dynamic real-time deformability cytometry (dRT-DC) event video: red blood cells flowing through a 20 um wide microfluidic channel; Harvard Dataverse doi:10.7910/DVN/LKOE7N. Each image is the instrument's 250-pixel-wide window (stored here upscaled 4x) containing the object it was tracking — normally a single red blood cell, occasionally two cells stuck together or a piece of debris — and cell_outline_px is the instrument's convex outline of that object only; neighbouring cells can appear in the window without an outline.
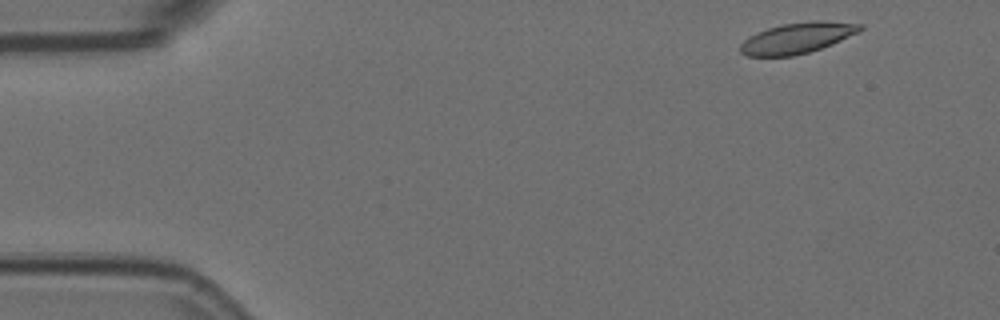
{"species": "Egyptian fruit bat (a non-hibernating species)", "species_latin": "Rousettus aegyptiacus", "temperature_condition": "room temperature", "stored_images_in_passage": 5, "camera_frame_rate_fps": 3000, "um_per_image_px": 0.085, "animal": {"sex": "female"}, "frame": {"image": 1, "passage_image": 1, "time_ms": 0.0, "image_size_px": [1000, 320], "cell_outline_px": [[864, 28], [860, 32], [832, 44], [808, 52], [792, 56], [748, 56], [740, 52], [740, 44], [748, 36], [768, 28], [784, 24], [812, 20], [820, 20], [864, 24]], "centroid_in_image_um": [67.8, 3.22], "position_along_channel_um": 17.2, "area_um2": 21.5}}
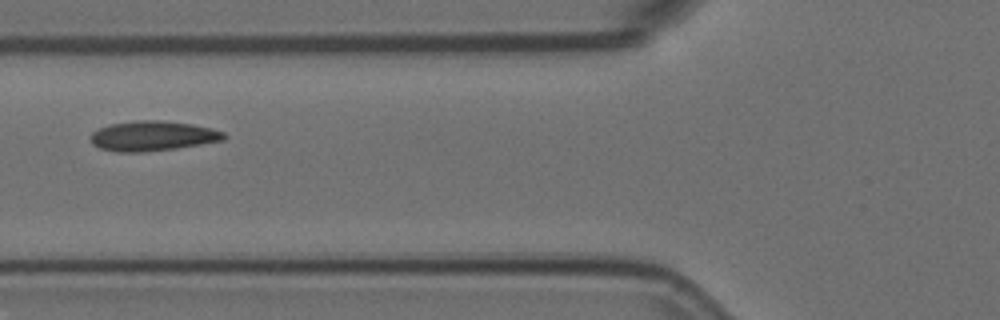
{"frame": {"image": 2, "passage_image": 5, "time_ms": 1.333, "image_size_px": [1000, 320], "cell_outline_px": [[228, 136], [224, 140], [176, 148], [144, 152], [116, 152], [100, 148], [92, 144], [88, 136], [92, 132], [108, 124], [136, 120], [164, 120], [192, 124], [212, 128], [224, 132]], "centroid_in_image_um": [12.96, 11.55], "position_along_channel_um": 112.8, "area_um2": 23.52}}